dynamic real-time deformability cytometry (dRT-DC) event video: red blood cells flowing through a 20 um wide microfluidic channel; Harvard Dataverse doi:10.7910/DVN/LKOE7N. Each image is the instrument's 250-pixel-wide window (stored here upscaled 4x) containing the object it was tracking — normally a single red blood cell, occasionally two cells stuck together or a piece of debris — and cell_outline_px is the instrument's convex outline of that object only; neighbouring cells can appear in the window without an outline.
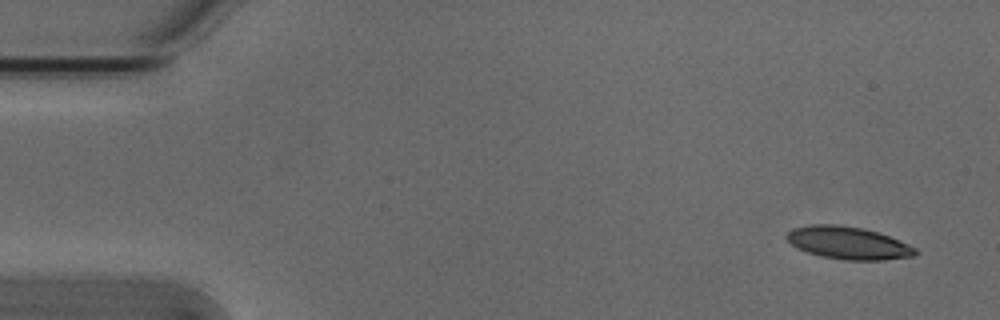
{"species": "Egyptian fruit bat (a non-hibernating species)", "species_latin": "Rousettus aegyptiacus", "temperature_condition": "cold", "stored_images_in_passage": 5, "camera_frame_rate_fps": 3000, "um_per_image_px": 0.085, "animal": {"sex": "male"}, "frame": {"image": 1, "passage_image": 1, "time_ms": 0.0, "image_size_px": [1000, 320], "cell_outline_px": [[920, 252], [912, 256], [884, 260], [844, 260], [820, 256], [796, 248], [784, 236], [792, 228], [812, 224], [836, 224], [864, 228], [888, 236], [908, 244], [916, 248]], "centroid_in_image_um": [72.08, 20.65], "position_along_channel_um": 12.9, "area_um2": 24.45}}
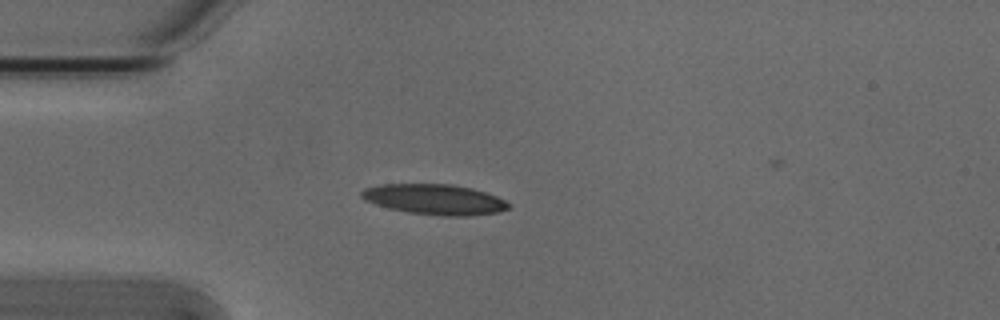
{"frame": {"image": 2, "passage_image": 4, "time_ms": 1.0, "image_size_px": [1000, 320], "cell_outline_px": [[512, 204], [508, 208], [500, 212], [472, 216], [444, 216], [408, 212], [388, 208], [364, 200], [360, 196], [360, 192], [364, 188], [380, 184], [452, 184], [472, 188], [496, 196]], "centroid_in_image_um": [36.94, 16.95], "position_along_channel_um": 48.1, "area_um2": 26.18}}